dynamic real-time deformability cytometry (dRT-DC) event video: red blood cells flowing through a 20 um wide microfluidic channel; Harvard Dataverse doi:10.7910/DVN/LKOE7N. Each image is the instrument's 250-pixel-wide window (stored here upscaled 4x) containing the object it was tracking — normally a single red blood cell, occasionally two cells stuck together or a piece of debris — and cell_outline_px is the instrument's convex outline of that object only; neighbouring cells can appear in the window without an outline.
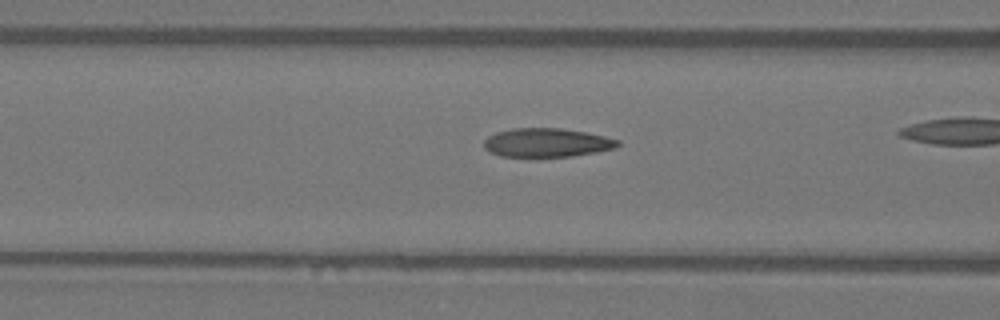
{"species": "Egyptian fruit bat (a non-hibernating species)", "species_latin": "Rousettus aegyptiacus", "temperature_condition": "warm", "stored_images_in_passage": 35, "camera_frame_rate_fps": 3000, "um_per_image_px": 0.085, "animal": {"sex": "female"}, "frame": {"image": 1, "passage_image": 16, "time_ms": 5.0, "image_size_px": [1000, 320], "cell_outline_px": [[620, 144], [616, 148], [596, 152], [572, 156], [500, 156], [488, 152], [484, 148], [484, 140], [488, 136], [496, 132], [512, 128], [560, 128], [584, 132], [604, 136], [620, 140]], "centroid_in_image_um": [46.46, 12.12], "position_along_channel_um": 120.1, "area_um2": 22.43}}
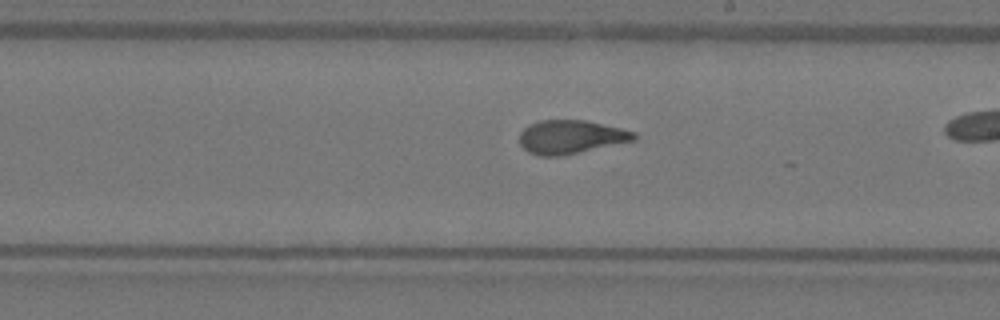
{"frame": {"image": 2, "passage_image": 25, "time_ms": 8.0, "image_size_px": [1000, 320], "cell_outline_px": [[636, 140], [560, 156], [536, 156], [528, 152], [520, 144], [520, 132], [528, 124], [540, 120], [584, 120], [620, 128], [636, 132]], "centroid_in_image_um": [48.49, 11.64], "position_along_channel_um": 240.5, "area_um2": 22.37}}